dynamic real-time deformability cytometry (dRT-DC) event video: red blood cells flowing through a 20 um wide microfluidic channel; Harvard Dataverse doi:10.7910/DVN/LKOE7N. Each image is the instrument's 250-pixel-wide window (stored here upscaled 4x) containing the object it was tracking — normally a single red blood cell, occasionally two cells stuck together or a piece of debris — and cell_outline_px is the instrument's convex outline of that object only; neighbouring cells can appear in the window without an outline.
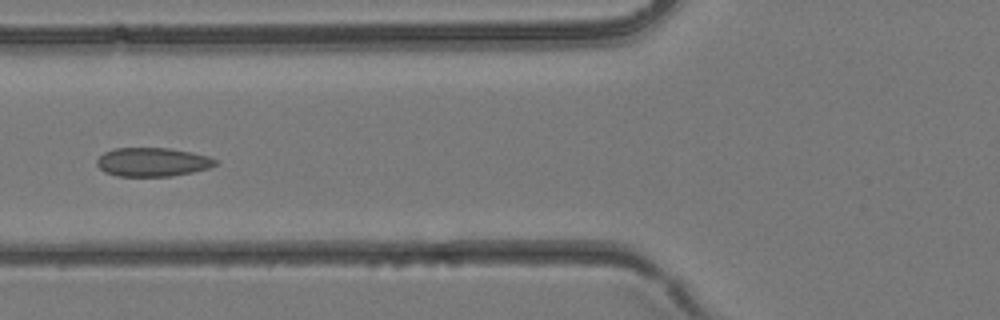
{"species": "common noctule bat (a hibernating species)", "species_latin": "Nyctalus noctula", "temperature_condition": "room temperature", "stored_images_in_passage": 5, "camera_frame_rate_fps": 3000, "um_per_image_px": 0.085, "animal": {"sex": "female", "body_mass_g": 24.6, "forearm_length_mm": 56.2}, "frame": {"image": 1, "passage_image": 5, "time_ms": 1.333, "image_size_px": [1000, 320], "cell_outline_px": [[216, 164], [208, 168], [192, 172], [172, 176], [116, 176], [104, 172], [96, 164], [96, 160], [104, 152], [112, 148], [168, 148], [192, 152], [208, 156], [216, 160]], "centroid_in_image_um": [12.92, 13.77], "position_along_channel_um": 112.9, "area_um2": 19.88}}